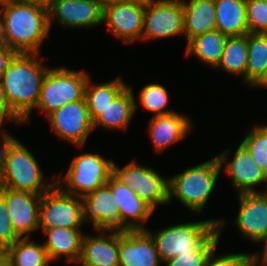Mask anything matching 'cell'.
<instances>
[{"mask_svg":"<svg viewBox=\"0 0 267 266\" xmlns=\"http://www.w3.org/2000/svg\"><path fill=\"white\" fill-rule=\"evenodd\" d=\"M48 11L50 29L55 21L65 30H91L102 26L103 6L100 0H49Z\"/></svg>","mask_w":267,"mask_h":266,"instance_id":"13","label":"cell"},{"mask_svg":"<svg viewBox=\"0 0 267 266\" xmlns=\"http://www.w3.org/2000/svg\"><path fill=\"white\" fill-rule=\"evenodd\" d=\"M232 152L231 148H226L218 155L216 154V156L221 170L227 175L226 177L231 179L230 186L234 191L236 190L238 194L267 192V176L255 162L249 151L239 143L235 152L233 154ZM260 186L264 187V189H261L262 191H259ZM257 187L259 188L258 190L256 189Z\"/></svg>","mask_w":267,"mask_h":266,"instance_id":"9","label":"cell"},{"mask_svg":"<svg viewBox=\"0 0 267 266\" xmlns=\"http://www.w3.org/2000/svg\"><path fill=\"white\" fill-rule=\"evenodd\" d=\"M182 0H145L141 42L184 36Z\"/></svg>","mask_w":267,"mask_h":266,"instance_id":"10","label":"cell"},{"mask_svg":"<svg viewBox=\"0 0 267 266\" xmlns=\"http://www.w3.org/2000/svg\"><path fill=\"white\" fill-rule=\"evenodd\" d=\"M93 232L96 234H84L77 264L119 266V230L96 229Z\"/></svg>","mask_w":267,"mask_h":266,"instance_id":"21","label":"cell"},{"mask_svg":"<svg viewBox=\"0 0 267 266\" xmlns=\"http://www.w3.org/2000/svg\"><path fill=\"white\" fill-rule=\"evenodd\" d=\"M2 24H3V15H2V7L0 6V42L2 36Z\"/></svg>","mask_w":267,"mask_h":266,"instance_id":"44","label":"cell"},{"mask_svg":"<svg viewBox=\"0 0 267 266\" xmlns=\"http://www.w3.org/2000/svg\"><path fill=\"white\" fill-rule=\"evenodd\" d=\"M227 219L210 218L208 220L187 221L163 227L152 235L162 262L177 255L196 254L217 232L223 231Z\"/></svg>","mask_w":267,"mask_h":266,"instance_id":"4","label":"cell"},{"mask_svg":"<svg viewBox=\"0 0 267 266\" xmlns=\"http://www.w3.org/2000/svg\"><path fill=\"white\" fill-rule=\"evenodd\" d=\"M227 39L228 36L217 29L196 36L186 44L185 56L214 69L221 60Z\"/></svg>","mask_w":267,"mask_h":266,"instance_id":"25","label":"cell"},{"mask_svg":"<svg viewBox=\"0 0 267 266\" xmlns=\"http://www.w3.org/2000/svg\"><path fill=\"white\" fill-rule=\"evenodd\" d=\"M84 225L81 197L63 192L56 184L42 194L39 231L55 227L81 229Z\"/></svg>","mask_w":267,"mask_h":266,"instance_id":"11","label":"cell"},{"mask_svg":"<svg viewBox=\"0 0 267 266\" xmlns=\"http://www.w3.org/2000/svg\"><path fill=\"white\" fill-rule=\"evenodd\" d=\"M220 236L217 232L196 254L177 255L164 261L162 266H205L210 255L218 248Z\"/></svg>","mask_w":267,"mask_h":266,"instance_id":"33","label":"cell"},{"mask_svg":"<svg viewBox=\"0 0 267 266\" xmlns=\"http://www.w3.org/2000/svg\"><path fill=\"white\" fill-rule=\"evenodd\" d=\"M13 1H15V0H0V6L1 7L6 6Z\"/></svg>","mask_w":267,"mask_h":266,"instance_id":"46","label":"cell"},{"mask_svg":"<svg viewBox=\"0 0 267 266\" xmlns=\"http://www.w3.org/2000/svg\"><path fill=\"white\" fill-rule=\"evenodd\" d=\"M17 53L5 44L0 42V79L4 71L9 65V62Z\"/></svg>","mask_w":267,"mask_h":266,"instance_id":"39","label":"cell"},{"mask_svg":"<svg viewBox=\"0 0 267 266\" xmlns=\"http://www.w3.org/2000/svg\"><path fill=\"white\" fill-rule=\"evenodd\" d=\"M139 163V164H138ZM113 176L126 184L154 210L160 205L169 204L168 176L161 175L153 167L132 159L124 167L113 163Z\"/></svg>","mask_w":267,"mask_h":266,"instance_id":"8","label":"cell"},{"mask_svg":"<svg viewBox=\"0 0 267 266\" xmlns=\"http://www.w3.org/2000/svg\"><path fill=\"white\" fill-rule=\"evenodd\" d=\"M44 172L35 155L17 139L9 149L0 188L42 195L55 185V175L51 179Z\"/></svg>","mask_w":267,"mask_h":266,"instance_id":"5","label":"cell"},{"mask_svg":"<svg viewBox=\"0 0 267 266\" xmlns=\"http://www.w3.org/2000/svg\"><path fill=\"white\" fill-rule=\"evenodd\" d=\"M23 125V120L11 109L5 91L0 83V123H13Z\"/></svg>","mask_w":267,"mask_h":266,"instance_id":"38","label":"cell"},{"mask_svg":"<svg viewBox=\"0 0 267 266\" xmlns=\"http://www.w3.org/2000/svg\"><path fill=\"white\" fill-rule=\"evenodd\" d=\"M82 229L55 227L44 230L41 234L46 236L43 245L46 248L49 260L57 262L66 258L65 263L77 264L81 255L82 240L85 232ZM64 256V257H63Z\"/></svg>","mask_w":267,"mask_h":266,"instance_id":"22","label":"cell"},{"mask_svg":"<svg viewBox=\"0 0 267 266\" xmlns=\"http://www.w3.org/2000/svg\"><path fill=\"white\" fill-rule=\"evenodd\" d=\"M15 1L26 2V3H36L40 5H46V6H48L49 4V0H15Z\"/></svg>","mask_w":267,"mask_h":266,"instance_id":"42","label":"cell"},{"mask_svg":"<svg viewBox=\"0 0 267 266\" xmlns=\"http://www.w3.org/2000/svg\"><path fill=\"white\" fill-rule=\"evenodd\" d=\"M216 29L227 36L248 33L245 0H215Z\"/></svg>","mask_w":267,"mask_h":266,"instance_id":"26","label":"cell"},{"mask_svg":"<svg viewBox=\"0 0 267 266\" xmlns=\"http://www.w3.org/2000/svg\"><path fill=\"white\" fill-rule=\"evenodd\" d=\"M239 209L233 222L248 242L263 245L267 241V192L238 194Z\"/></svg>","mask_w":267,"mask_h":266,"instance_id":"15","label":"cell"},{"mask_svg":"<svg viewBox=\"0 0 267 266\" xmlns=\"http://www.w3.org/2000/svg\"><path fill=\"white\" fill-rule=\"evenodd\" d=\"M135 94L132 85H128L94 121L97 128L121 130L124 132L130 126L135 115Z\"/></svg>","mask_w":267,"mask_h":266,"instance_id":"23","label":"cell"},{"mask_svg":"<svg viewBox=\"0 0 267 266\" xmlns=\"http://www.w3.org/2000/svg\"><path fill=\"white\" fill-rule=\"evenodd\" d=\"M216 248L206 261L205 266H258L257 251L231 252L217 254ZM221 254V255H220Z\"/></svg>","mask_w":267,"mask_h":266,"instance_id":"34","label":"cell"},{"mask_svg":"<svg viewBox=\"0 0 267 266\" xmlns=\"http://www.w3.org/2000/svg\"><path fill=\"white\" fill-rule=\"evenodd\" d=\"M7 205L10 221L20 238L30 237L39 230V206L42 195L0 188Z\"/></svg>","mask_w":267,"mask_h":266,"instance_id":"16","label":"cell"},{"mask_svg":"<svg viewBox=\"0 0 267 266\" xmlns=\"http://www.w3.org/2000/svg\"><path fill=\"white\" fill-rule=\"evenodd\" d=\"M246 85L251 86L267 66V33H247Z\"/></svg>","mask_w":267,"mask_h":266,"instance_id":"31","label":"cell"},{"mask_svg":"<svg viewBox=\"0 0 267 266\" xmlns=\"http://www.w3.org/2000/svg\"><path fill=\"white\" fill-rule=\"evenodd\" d=\"M106 184L114 195L112 199L114 205L119 207L120 231L147 229L146 225L155 210L113 175Z\"/></svg>","mask_w":267,"mask_h":266,"instance_id":"17","label":"cell"},{"mask_svg":"<svg viewBox=\"0 0 267 266\" xmlns=\"http://www.w3.org/2000/svg\"><path fill=\"white\" fill-rule=\"evenodd\" d=\"M102 3V6L109 5V4H117V3H124L129 2L132 0H100Z\"/></svg>","mask_w":267,"mask_h":266,"instance_id":"43","label":"cell"},{"mask_svg":"<svg viewBox=\"0 0 267 266\" xmlns=\"http://www.w3.org/2000/svg\"><path fill=\"white\" fill-rule=\"evenodd\" d=\"M31 239L19 238L5 250L8 266H50L51 261L43 242L40 244Z\"/></svg>","mask_w":267,"mask_h":266,"instance_id":"28","label":"cell"},{"mask_svg":"<svg viewBox=\"0 0 267 266\" xmlns=\"http://www.w3.org/2000/svg\"><path fill=\"white\" fill-rule=\"evenodd\" d=\"M19 238L12 227L6 201L0 194V245L6 250Z\"/></svg>","mask_w":267,"mask_h":266,"instance_id":"36","label":"cell"},{"mask_svg":"<svg viewBox=\"0 0 267 266\" xmlns=\"http://www.w3.org/2000/svg\"><path fill=\"white\" fill-rule=\"evenodd\" d=\"M0 266H8L7 261L5 259L3 261H1Z\"/></svg>","mask_w":267,"mask_h":266,"instance_id":"47","label":"cell"},{"mask_svg":"<svg viewBox=\"0 0 267 266\" xmlns=\"http://www.w3.org/2000/svg\"><path fill=\"white\" fill-rule=\"evenodd\" d=\"M138 101L135 98V114L139 109H145L147 112L153 113L152 116L168 115L176 112L172 108L169 109L170 95L165 86L158 82H152L139 90ZM140 105V106H139ZM140 107V108H139Z\"/></svg>","mask_w":267,"mask_h":266,"instance_id":"30","label":"cell"},{"mask_svg":"<svg viewBox=\"0 0 267 266\" xmlns=\"http://www.w3.org/2000/svg\"><path fill=\"white\" fill-rule=\"evenodd\" d=\"M92 83L89 76L84 98L87 103L90 118L94 121L128 86V83L126 81L124 82L122 76H117L115 79L106 80V82L102 83Z\"/></svg>","mask_w":267,"mask_h":266,"instance_id":"27","label":"cell"},{"mask_svg":"<svg viewBox=\"0 0 267 266\" xmlns=\"http://www.w3.org/2000/svg\"><path fill=\"white\" fill-rule=\"evenodd\" d=\"M186 44L194 37L216 29L215 0H182Z\"/></svg>","mask_w":267,"mask_h":266,"instance_id":"24","label":"cell"},{"mask_svg":"<svg viewBox=\"0 0 267 266\" xmlns=\"http://www.w3.org/2000/svg\"><path fill=\"white\" fill-rule=\"evenodd\" d=\"M111 188L105 184L81 197L84 224L91 223L92 229L120 230V212L114 205Z\"/></svg>","mask_w":267,"mask_h":266,"instance_id":"19","label":"cell"},{"mask_svg":"<svg viewBox=\"0 0 267 266\" xmlns=\"http://www.w3.org/2000/svg\"><path fill=\"white\" fill-rule=\"evenodd\" d=\"M152 235L146 229L119 230V266H162Z\"/></svg>","mask_w":267,"mask_h":266,"instance_id":"18","label":"cell"},{"mask_svg":"<svg viewBox=\"0 0 267 266\" xmlns=\"http://www.w3.org/2000/svg\"><path fill=\"white\" fill-rule=\"evenodd\" d=\"M113 163V158L106 159L99 152L77 154L66 172L61 170L55 175V184L67 194L86 196L108 182L113 175Z\"/></svg>","mask_w":267,"mask_h":266,"instance_id":"6","label":"cell"},{"mask_svg":"<svg viewBox=\"0 0 267 266\" xmlns=\"http://www.w3.org/2000/svg\"><path fill=\"white\" fill-rule=\"evenodd\" d=\"M221 166L217 156L180 173L168 176L169 203L176 199L196 214H202L219 180ZM174 198V199H173Z\"/></svg>","mask_w":267,"mask_h":266,"instance_id":"3","label":"cell"},{"mask_svg":"<svg viewBox=\"0 0 267 266\" xmlns=\"http://www.w3.org/2000/svg\"><path fill=\"white\" fill-rule=\"evenodd\" d=\"M248 60L247 34L228 36L221 60L215 70H222L229 75L242 76V84L246 86V67Z\"/></svg>","mask_w":267,"mask_h":266,"instance_id":"29","label":"cell"},{"mask_svg":"<svg viewBox=\"0 0 267 266\" xmlns=\"http://www.w3.org/2000/svg\"><path fill=\"white\" fill-rule=\"evenodd\" d=\"M89 76L88 71L62 65L55 68L50 66L42 83L36 111L46 118L65 104L83 99Z\"/></svg>","mask_w":267,"mask_h":266,"instance_id":"7","label":"cell"},{"mask_svg":"<svg viewBox=\"0 0 267 266\" xmlns=\"http://www.w3.org/2000/svg\"><path fill=\"white\" fill-rule=\"evenodd\" d=\"M1 43L16 53L42 54L50 36L48 6L13 1L2 7Z\"/></svg>","mask_w":267,"mask_h":266,"instance_id":"1","label":"cell"},{"mask_svg":"<svg viewBox=\"0 0 267 266\" xmlns=\"http://www.w3.org/2000/svg\"><path fill=\"white\" fill-rule=\"evenodd\" d=\"M240 141L267 176V122L253 125Z\"/></svg>","mask_w":267,"mask_h":266,"instance_id":"32","label":"cell"},{"mask_svg":"<svg viewBox=\"0 0 267 266\" xmlns=\"http://www.w3.org/2000/svg\"><path fill=\"white\" fill-rule=\"evenodd\" d=\"M5 259V249L0 245V262Z\"/></svg>","mask_w":267,"mask_h":266,"instance_id":"45","label":"cell"},{"mask_svg":"<svg viewBox=\"0 0 267 266\" xmlns=\"http://www.w3.org/2000/svg\"><path fill=\"white\" fill-rule=\"evenodd\" d=\"M248 33H267V1L245 0Z\"/></svg>","mask_w":267,"mask_h":266,"instance_id":"35","label":"cell"},{"mask_svg":"<svg viewBox=\"0 0 267 266\" xmlns=\"http://www.w3.org/2000/svg\"><path fill=\"white\" fill-rule=\"evenodd\" d=\"M46 120L56 137L80 151L87 145L89 135L94 131L85 98L65 104L48 115Z\"/></svg>","mask_w":267,"mask_h":266,"instance_id":"12","label":"cell"},{"mask_svg":"<svg viewBox=\"0 0 267 266\" xmlns=\"http://www.w3.org/2000/svg\"><path fill=\"white\" fill-rule=\"evenodd\" d=\"M145 0L103 6L102 24L125 45L141 41Z\"/></svg>","mask_w":267,"mask_h":266,"instance_id":"14","label":"cell"},{"mask_svg":"<svg viewBox=\"0 0 267 266\" xmlns=\"http://www.w3.org/2000/svg\"><path fill=\"white\" fill-rule=\"evenodd\" d=\"M257 250L258 266H267V241Z\"/></svg>","mask_w":267,"mask_h":266,"instance_id":"40","label":"cell"},{"mask_svg":"<svg viewBox=\"0 0 267 266\" xmlns=\"http://www.w3.org/2000/svg\"><path fill=\"white\" fill-rule=\"evenodd\" d=\"M148 123L146 131L154 151L158 154L186 139L194 129L191 117L177 111L168 115L152 116Z\"/></svg>","mask_w":267,"mask_h":266,"instance_id":"20","label":"cell"},{"mask_svg":"<svg viewBox=\"0 0 267 266\" xmlns=\"http://www.w3.org/2000/svg\"><path fill=\"white\" fill-rule=\"evenodd\" d=\"M6 123H0V178L3 174L7 155L12 144L17 140L16 136L8 132L7 129L1 128Z\"/></svg>","mask_w":267,"mask_h":266,"instance_id":"37","label":"cell"},{"mask_svg":"<svg viewBox=\"0 0 267 266\" xmlns=\"http://www.w3.org/2000/svg\"><path fill=\"white\" fill-rule=\"evenodd\" d=\"M252 89L256 88H265L267 89V66L264 69L260 77L250 86Z\"/></svg>","mask_w":267,"mask_h":266,"instance_id":"41","label":"cell"},{"mask_svg":"<svg viewBox=\"0 0 267 266\" xmlns=\"http://www.w3.org/2000/svg\"><path fill=\"white\" fill-rule=\"evenodd\" d=\"M39 55L17 53L0 79L11 109L23 123L32 120L45 74L50 68Z\"/></svg>","mask_w":267,"mask_h":266,"instance_id":"2","label":"cell"}]
</instances>
